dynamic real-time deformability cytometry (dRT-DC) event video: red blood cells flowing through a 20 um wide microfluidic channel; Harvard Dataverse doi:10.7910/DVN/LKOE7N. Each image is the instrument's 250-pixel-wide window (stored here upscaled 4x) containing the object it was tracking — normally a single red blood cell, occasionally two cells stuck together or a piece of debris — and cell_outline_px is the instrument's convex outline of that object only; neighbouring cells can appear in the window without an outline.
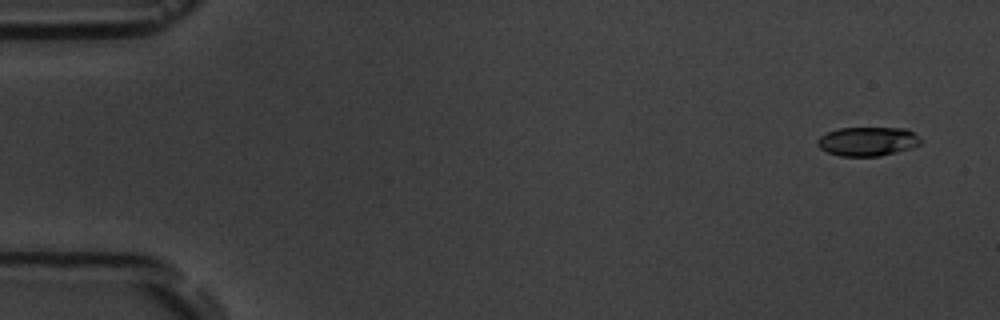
{"species": "common noctule bat (a hibernating species)", "species_latin": "Nyctalus noctula", "temperature_condition": "room temperature", "stored_images_in_passage": 5, "segment_of_instrument_passage": [1, 2], "camera_frame_rate_fps": 3000, "um_per_image_px": 0.085, "animal": {"sex": "male", "body_mass_g": 19.5, "forearm_length_mm": 54.6}, "frame": {"image": 1, "passage_image": 1, "time_ms": 0.0, "image_size_px": [1000, 320], "cell_outline_px": [[920, 144], [912, 148], [880, 156], [840, 156], [828, 152], [820, 148], [816, 144], [816, 140], [820, 136], [828, 132], [840, 128], [908, 128], [920, 140]], "centroid_in_image_um": [73.72, 12.02], "position_along_channel_um": 11.3, "area_um2": 17.4}}
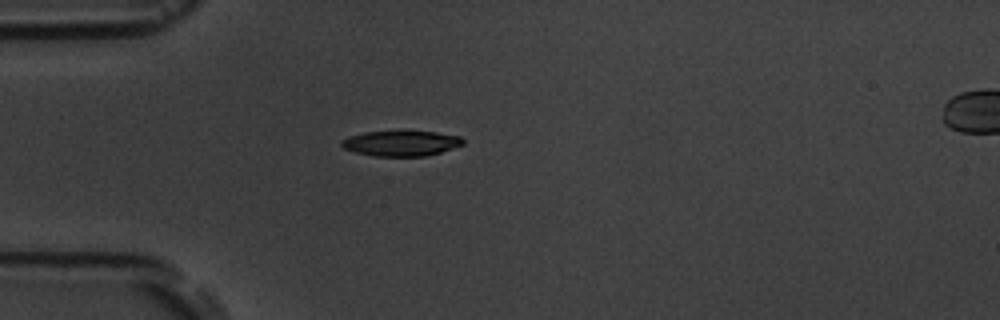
{"frame": {"image": 2, "passage_image": 4, "time_ms": 4.333, "image_size_px": [1000, 320], "cell_outline_px": [[464, 144], [440, 152], [424, 156], [376, 156], [356, 152], [344, 148], [340, 144], [340, 140], [348, 136], [364, 132], [436, 132], [460, 136], [464, 140]], "centroid_in_image_um": [34.07, 12.18], "position_along_channel_um": 50.9, "area_um2": 17.69}}